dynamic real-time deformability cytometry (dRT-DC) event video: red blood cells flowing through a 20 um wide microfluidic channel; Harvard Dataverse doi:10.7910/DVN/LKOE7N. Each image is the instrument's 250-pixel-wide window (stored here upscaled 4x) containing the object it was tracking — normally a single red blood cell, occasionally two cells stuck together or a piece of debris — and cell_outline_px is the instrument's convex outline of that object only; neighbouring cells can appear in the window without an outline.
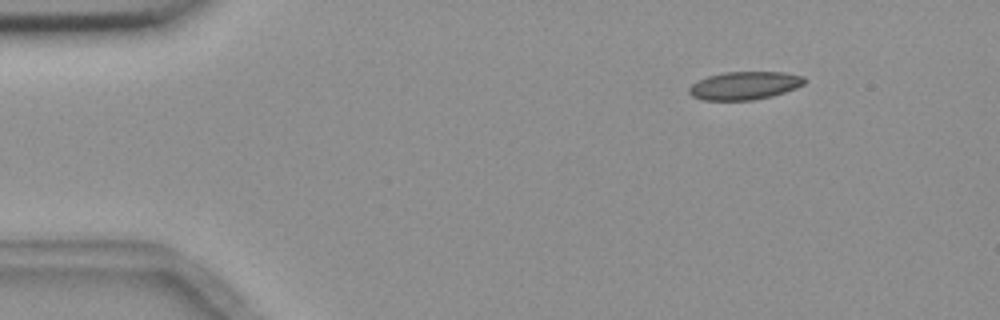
{"species": "common noctule bat (a hibernating species)", "species_latin": "Nyctalus noctula", "temperature_condition": "room temperature", "stored_images_in_passage": 5, "segment_of_instrument_passage": [2, 2], "camera_frame_rate_fps": 3000, "um_per_image_px": 0.085, "animal": {"sex": "female", "body_mass_g": 18.4}, "frame": {"image": 1, "passage_image": 5, "time_ms": 5.667, "image_size_px": [1000, 320], "cell_outline_px": [[808, 80], [804, 84], [796, 88], [772, 96], [752, 100], [704, 100], [692, 96], [688, 92], [688, 88], [692, 84], [708, 76], [724, 72], [784, 72], [804, 76]], "centroid_in_image_um": [63.32, 7.27], "position_along_channel_um": 21.7, "area_um2": 18.9}}